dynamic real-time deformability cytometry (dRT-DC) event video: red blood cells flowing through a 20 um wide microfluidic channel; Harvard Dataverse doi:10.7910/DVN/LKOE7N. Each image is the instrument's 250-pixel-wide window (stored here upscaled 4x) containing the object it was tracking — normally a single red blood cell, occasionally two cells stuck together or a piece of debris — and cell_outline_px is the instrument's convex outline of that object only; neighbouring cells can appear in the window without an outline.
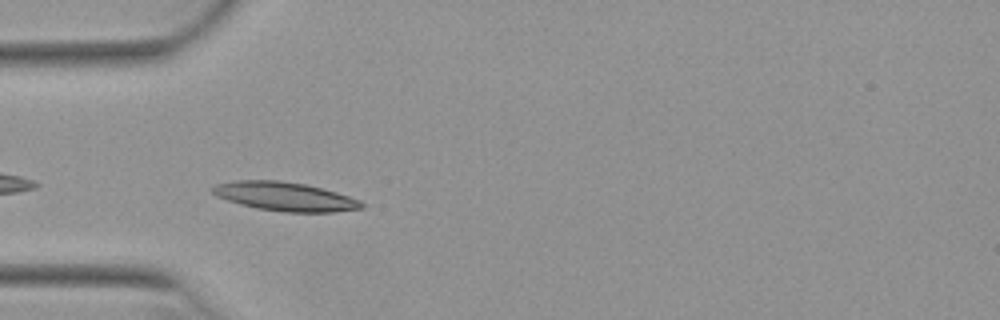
{"species": "Egyptian fruit bat (a non-hibernating species)", "species_latin": "Rousettus aegyptiacus", "temperature_condition": "warm", "stored_images_in_passage": 38, "camera_frame_rate_fps": 3000, "um_per_image_px": 0.085, "animal": {"sex": "female"}, "frame": {"image": 1, "passage_image": 2, "time_ms": 0.333, "image_size_px": [1000, 320], "cell_outline_px": [[364, 208], [332, 212], [284, 212], [256, 208], [240, 204], [216, 196], [212, 192], [212, 188], [216, 184], [236, 180], [280, 180], [304, 184], [336, 192], [360, 200], [364, 204]], "centroid_in_image_um": [24.21, 16.7], "position_along_channel_um": 60.8, "area_um2": 24.91}}
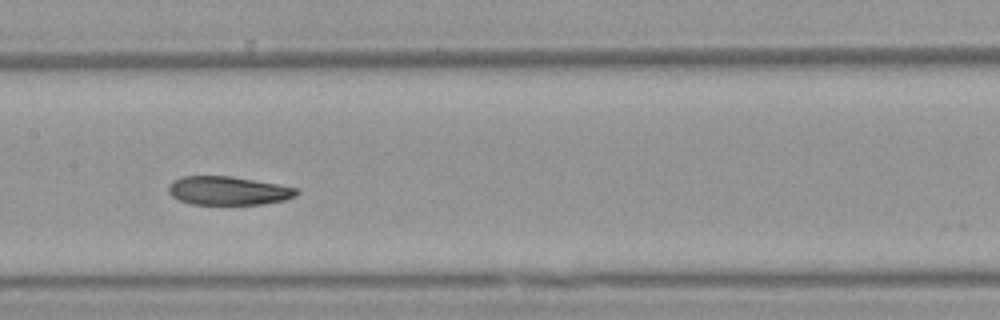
{"frame": {"image": 2, "passage_image": 12, "time_ms": 3.667, "image_size_px": [1000, 320], "cell_outline_px": [[300, 192], [296, 196], [284, 200], [264, 204], [192, 204], [180, 200], [172, 196], [168, 192], [168, 184], [172, 180], [180, 176], [232, 176], [280, 184], [296, 188]], "centroid_in_image_um": [19.39, 16.2], "position_along_channel_um": 188.0, "area_um2": 21.56}}
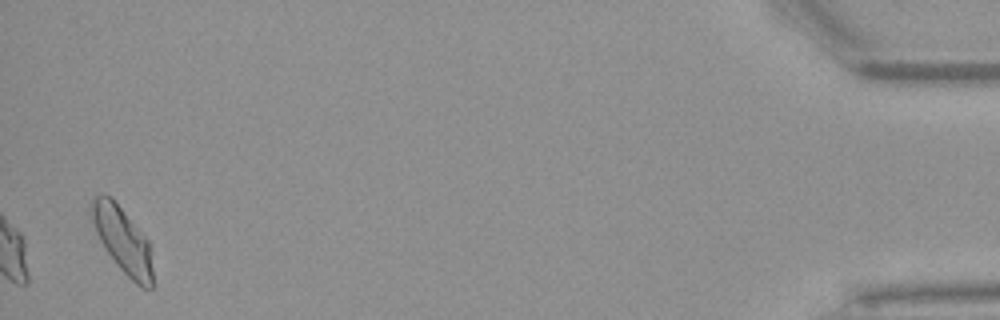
{"frame": {"image": 3, "passage_image": 37, "time_ms": 12.0, "image_size_px": [1000, 320], "cell_outline_px": [[152, 288], [140, 288], [116, 264], [100, 240], [96, 232], [92, 220], [92, 200], [100, 192], [104, 192], [112, 196], [148, 240], [152, 248]], "centroid_in_image_um": [10.45, 20.39], "position_along_channel_um": 424.8, "area_um2": 23.47}, "authors_computed_cell_mechanics": {"area_um2": 22.5709, "velocity_mm_per_s": 3.8999, "shape_relaxation_time_tau1_ms": 7.3166, "shape_relaxation_time_tau2_ms": 3.4977, "deformation_change_tau1": 0.1878, "deformation_change_tau2": 0.0786}}